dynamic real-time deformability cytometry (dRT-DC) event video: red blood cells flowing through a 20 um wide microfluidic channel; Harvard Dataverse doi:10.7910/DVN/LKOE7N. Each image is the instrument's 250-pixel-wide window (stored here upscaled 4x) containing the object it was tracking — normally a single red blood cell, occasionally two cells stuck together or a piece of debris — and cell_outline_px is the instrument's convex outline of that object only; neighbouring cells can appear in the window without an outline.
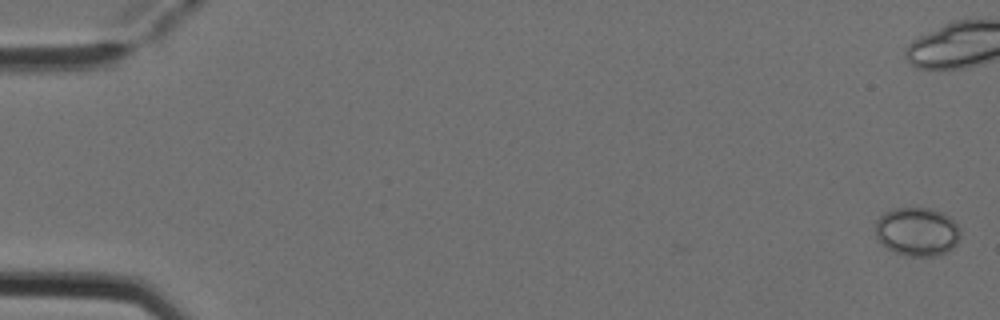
{"species": "Egyptian fruit bat (a non-hibernating species)", "species_latin": "Rousettus aegyptiacus", "temperature_condition": "cold", "stored_images_in_passage": 6, "camera_frame_rate_fps": 3000, "um_per_image_px": 0.085, "animal": {"sex": "female"}, "frame": {"image": 1, "passage_image": 1, "time_ms": 0.0, "image_size_px": [1000, 320], "cell_outline_px": [[960, 236], [956, 244], [952, 248], [936, 256], [912, 256], [896, 252], [888, 248], [876, 236], [876, 220], [884, 212], [892, 208], [932, 208], [944, 212], [956, 220], [960, 228]], "centroid_in_image_um": [78.0, 19.65], "position_along_channel_um": 7.0, "area_um2": 24.22}}